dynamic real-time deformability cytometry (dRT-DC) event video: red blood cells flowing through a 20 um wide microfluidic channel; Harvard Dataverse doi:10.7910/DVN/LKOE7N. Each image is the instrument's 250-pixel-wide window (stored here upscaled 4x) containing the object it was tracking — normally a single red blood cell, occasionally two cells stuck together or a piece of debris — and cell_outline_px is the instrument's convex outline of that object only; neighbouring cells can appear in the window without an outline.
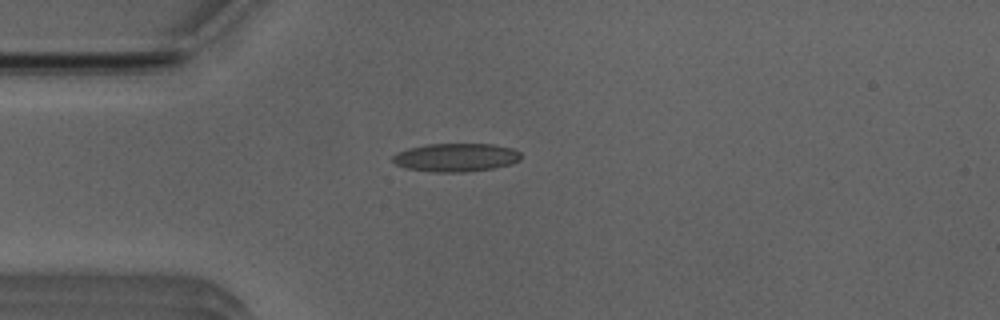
{"species": "Egyptian fruit bat (a non-hibernating species)", "species_latin": "Rousettus aegyptiacus", "temperature_condition": "room temperature", "stored_images_in_passage": 39, "camera_frame_rate_fps": 3000, "um_per_image_px": 0.085, "animal": {"sex": "male"}, "frame": {"image": 1, "passage_image": 1, "time_ms": 0.0, "image_size_px": [1000, 320], "cell_outline_px": [[520, 160], [512, 164], [492, 168], [468, 172], [432, 172], [404, 168], [396, 164], [392, 160], [392, 156], [396, 152], [408, 148], [428, 144], [492, 144], [512, 148], [520, 152]], "centroid_in_image_um": [38.73, 13.39], "position_along_channel_um": 46.3, "area_um2": 21.33}}
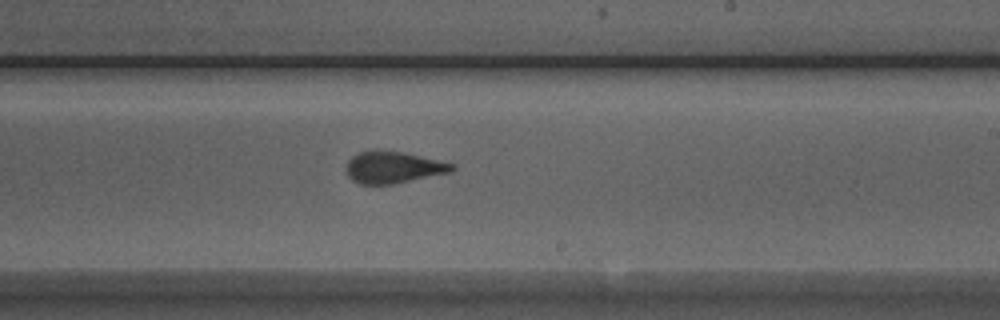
{"frame": {"image": 2, "passage_image": 18, "time_ms": 5.667, "image_size_px": [1000, 320], "cell_outline_px": [[456, 168], [452, 172], [392, 184], [360, 184], [352, 180], [348, 176], [348, 160], [352, 156], [360, 152], [376, 148], [404, 152], [456, 164]], "centroid_in_image_um": [33.45, 14.2], "position_along_channel_um": 255.5, "area_um2": 19.77}}
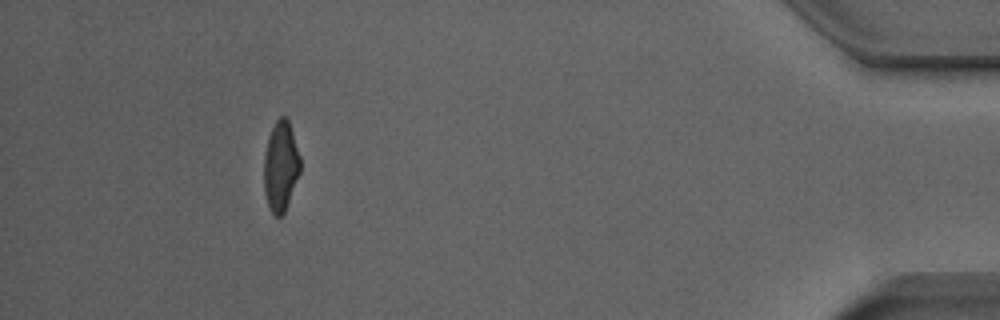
{"frame": {"image": 3, "passage_image": 35, "time_ms": 11.333, "image_size_px": [1000, 320], "cell_outline_px": [[300, 172], [284, 212], [280, 216], [276, 216], [272, 212], [268, 204], [264, 192], [264, 156], [268, 136], [276, 120], [280, 116], [284, 116], [288, 120], [300, 156]], "centroid_in_image_um": [23.85, 14.11], "position_along_channel_um": 411.4, "area_um2": 18.79}, "authors_computed_cell_mechanics": {"area_um2": 19.941, "velocity_mm_per_s": 3.9217, "shape_relaxation_time_tau1_ms": 3.8682, "shape_relaxation_time_tau2_ms": 1.2052, "deformation_change_tau1": 0.1747, "deformation_change_tau2": 0.1045}}